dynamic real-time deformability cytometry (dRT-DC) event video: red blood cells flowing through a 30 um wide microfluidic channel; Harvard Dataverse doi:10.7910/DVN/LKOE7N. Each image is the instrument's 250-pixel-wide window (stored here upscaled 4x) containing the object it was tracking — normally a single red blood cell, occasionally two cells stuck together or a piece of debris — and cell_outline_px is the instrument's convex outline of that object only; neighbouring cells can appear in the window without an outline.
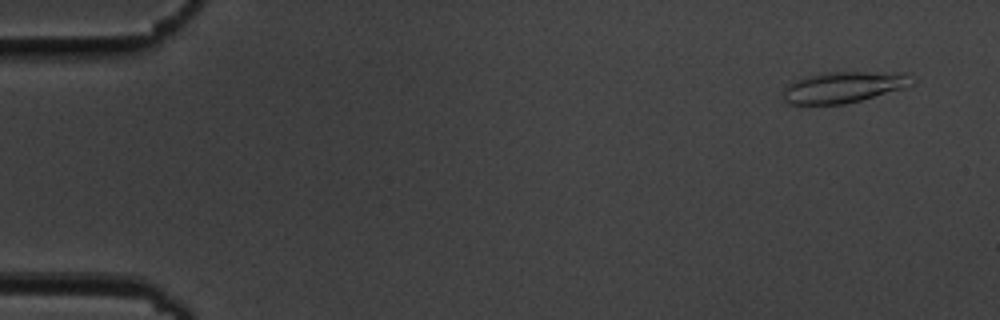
{"species": "common noctule bat (a hibernating species)", "species_latin": "Nyctalus noctula", "temperature_condition": "cold", "stored_images_in_passage": 56, "camera_frame_rate_fps": 3000, "um_per_image_px": 0.085, "animal": {"sex": "male", "body_mass_g": 19.5, "forearm_length_mm": 54.6}, "frame": {"image": 1, "passage_image": 4, "time_ms": 1.0, "image_size_px": [1000, 320], "cell_outline_px": [[916, 84], [904, 88], [860, 100], [844, 104], [788, 104], [780, 96], [784, 88], [788, 84], [804, 76], [820, 72], [908, 72], [916, 80]], "centroid_in_image_um": [71.73, 7.39], "position_along_channel_um": 13.3, "area_um2": 23.87}}
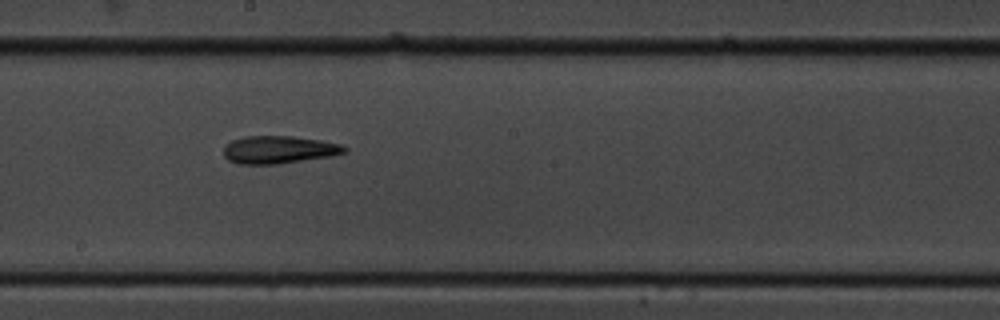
{"frame": {"image": 2, "passage_image": 31, "time_ms": 10.0, "image_size_px": [1000, 320], "cell_outline_px": [[348, 152], [332, 156], [276, 164], [240, 164], [228, 160], [224, 156], [224, 144], [232, 140], [244, 136], [292, 136], [320, 140], [340, 144], [348, 148]], "centroid_in_image_um": [23.7, 12.72], "position_along_channel_um": 224.5, "area_um2": 19.59}}
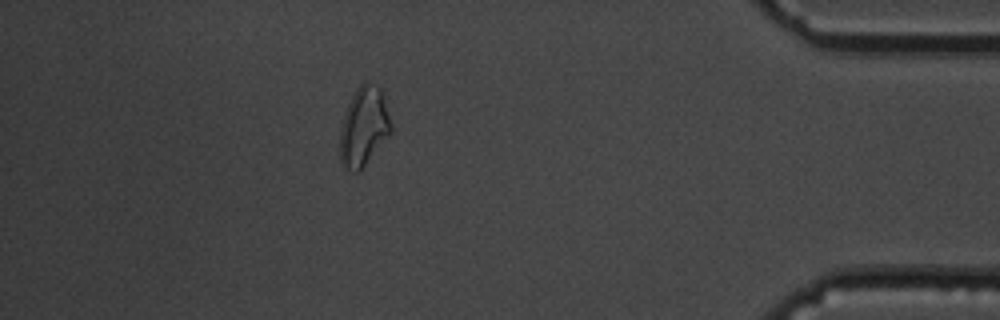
{"frame": {"image": 3, "passage_image": 49, "time_ms": 16.0, "image_size_px": [1000, 320], "cell_outline_px": [[392, 132], [360, 172], [352, 172], [340, 164], [340, 128], [348, 104], [356, 88], [364, 80], [368, 80], [376, 84], [380, 88], [384, 96], [392, 124]], "centroid_in_image_um": [30.94, 10.76], "position_along_channel_um": 404.3, "area_um2": 23.99}, "authors_computed_cell_mechanics": {"area_um2": 20.1722, "velocity_mm_per_s": 3.6908, "shape_relaxation_time_tau1_ms": 11.3688, "shape_relaxation_time_tau2_ms": 3.0839, "deformation_change_tau1": 0.232, "deformation_change_tau2": 0.1168}}